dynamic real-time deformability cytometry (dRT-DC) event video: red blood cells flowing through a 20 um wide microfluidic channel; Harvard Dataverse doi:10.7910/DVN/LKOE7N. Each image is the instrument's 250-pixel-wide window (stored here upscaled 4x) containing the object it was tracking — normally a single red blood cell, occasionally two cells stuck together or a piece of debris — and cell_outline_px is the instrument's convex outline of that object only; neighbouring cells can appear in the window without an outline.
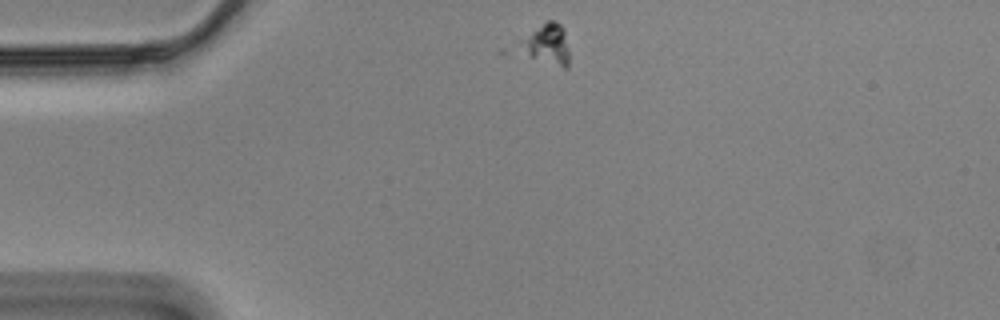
{"species": "Egyptian fruit bat (a non-hibernating species)", "species_latin": "Rousettus aegyptiacus", "temperature_condition": "cold", "stored_images_in_passage": 48, "camera_frame_rate_fps": 3000, "um_per_image_px": 0.085, "animal": {"sex": "male"}, "frame": {"image": 1, "passage_image": 1, "time_ms": 0.0, "image_size_px": [1000, 320], "cell_outline_px": [[568, 68], [564, 68], [532, 56], [528, 52], [520, 40], [548, 20], [552, 20], [560, 24], [564, 28], [568, 52]], "centroid_in_image_um": [46.6, 3.72], "position_along_channel_um": 38.4, "area_um2": 10.69}}
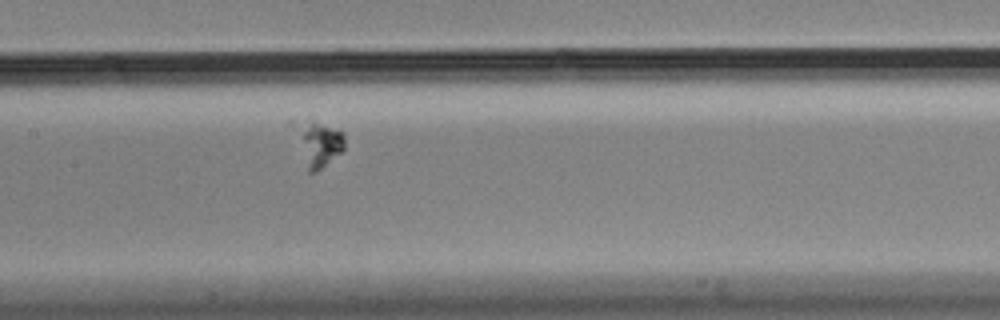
{"frame": {"image": 2, "passage_image": 17, "time_ms": 5.333, "image_size_px": [1000, 320], "cell_outline_px": [[344, 148], [340, 152], [316, 172], [308, 172], [288, 120], [312, 120], [344, 132]], "centroid_in_image_um": [26.93, 12.13], "position_along_channel_um": 180.5, "area_um2": 13.53}}
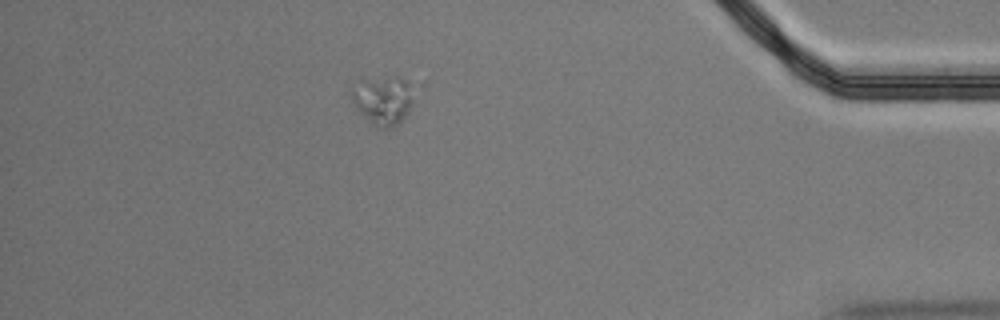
{"frame": {"image": 3, "passage_image": 41, "time_ms": 13.333, "image_size_px": [1000, 320], "cell_outline_px": [[428, 80], [408, 112], [396, 124], [388, 128], [376, 128], [360, 112], [352, 100], [348, 88], [360, 80], [392, 76], [428, 76]], "centroid_in_image_um": [32.86, 8.33], "position_along_channel_um": 402.3, "area_um2": 20.11}}